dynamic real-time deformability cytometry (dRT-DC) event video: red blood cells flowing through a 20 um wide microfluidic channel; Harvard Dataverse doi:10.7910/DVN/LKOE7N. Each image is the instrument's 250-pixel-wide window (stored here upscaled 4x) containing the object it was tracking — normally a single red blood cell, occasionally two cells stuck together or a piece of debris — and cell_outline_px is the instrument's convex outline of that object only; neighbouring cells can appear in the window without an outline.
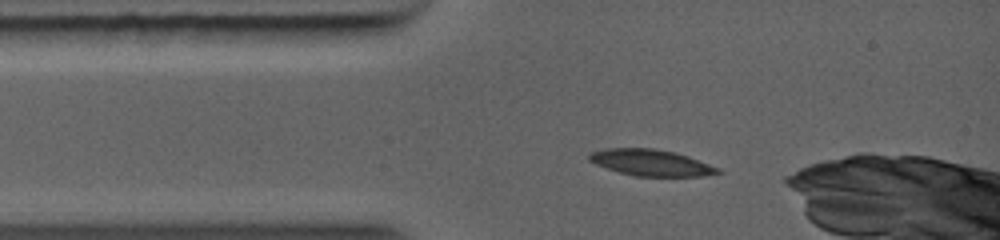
{"species": "common noctule bat (a hibernating species)", "species_latin": "Nyctalus noctula", "temperature_condition": "warm", "stored_images_in_passage": 6, "camera_frame_rate_fps": 5000, "um_per_image_px": 0.085, "animal": {"sex": "female", "body_mass_g": 19.0, "forearm_length_mm": 56.7}, "frame": {"image": 1, "passage_image": 1, "time_ms": 0.0, "image_size_px": [1000, 240], "cell_outline_px": [[716, 172], [692, 176], [640, 176], [624, 172], [600, 164], [592, 160], [588, 156], [592, 152], [612, 148], [648, 148], [672, 152], [696, 160], [716, 168]], "centroid_in_image_um": [55.28, 13.81], "position_along_channel_um": 29.7, "area_um2": 18.09}}
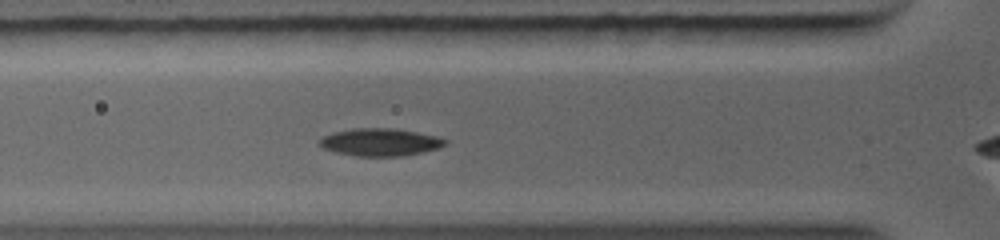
{"frame": {"image": 2, "passage_image": 4, "time_ms": 1.6, "image_size_px": [1000, 240], "cell_outline_px": [[444, 144], [436, 148], [416, 152], [392, 156], [360, 156], [328, 148], [320, 144], [320, 140], [336, 132], [356, 128], [380, 128], [412, 132], [444, 140]], "centroid_in_image_um": [32.26, 12.08], "position_along_channel_um": 93.5, "area_um2": 18.26}}
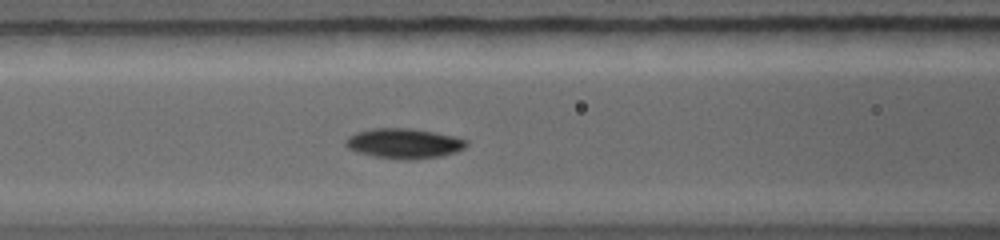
{"frame": {"image": 3, "passage_image": 6, "time_ms": 2.4, "image_size_px": [1000, 240], "cell_outline_px": [[464, 144], [460, 148], [448, 152], [432, 156], [384, 156], [368, 152], [356, 148], [348, 144], [348, 140], [352, 136], [360, 132], [376, 128], [400, 128], [428, 132], [464, 140]], "centroid_in_image_um": [34.32, 12.12], "position_along_channel_um": 132.3, "area_um2": 17.74}}